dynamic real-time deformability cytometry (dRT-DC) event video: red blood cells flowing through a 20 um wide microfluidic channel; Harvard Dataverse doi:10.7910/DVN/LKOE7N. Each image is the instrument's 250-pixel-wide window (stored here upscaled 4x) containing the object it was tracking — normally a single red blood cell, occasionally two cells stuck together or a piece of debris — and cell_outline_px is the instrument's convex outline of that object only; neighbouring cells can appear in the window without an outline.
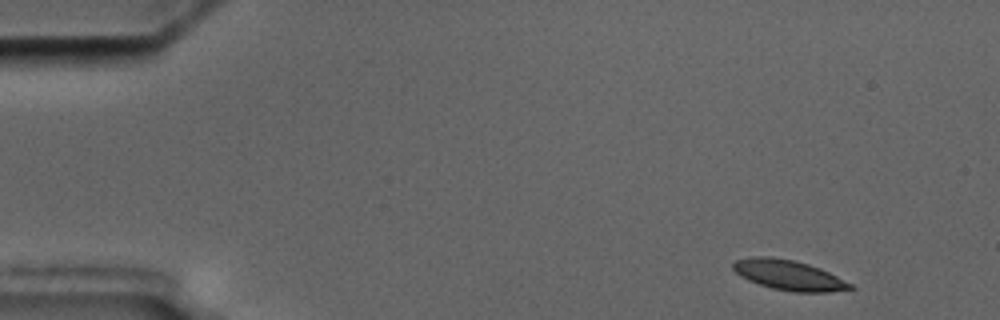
{"species": "common noctule bat (a hibernating species)", "species_latin": "Nyctalus noctula", "temperature_condition": "cold", "stored_images_in_passage": 4, "camera_frame_rate_fps": 3000, "um_per_image_px": 0.085, "animal": {"sex": "male", "body_mass_g": 17.5, "forearm_length_mm": 52.3}, "frame": {"image": 1, "passage_image": 1, "time_ms": 0.0, "image_size_px": [1000, 320], "cell_outline_px": [[856, 288], [828, 292], [792, 292], [772, 288], [748, 280], [740, 276], [732, 268], [732, 264], [736, 260], [752, 256], [768, 256], [792, 260], [808, 264], [820, 268], [852, 284]], "centroid_in_image_um": [67.03, 23.38], "position_along_channel_um": 18.0, "area_um2": 20.4}}
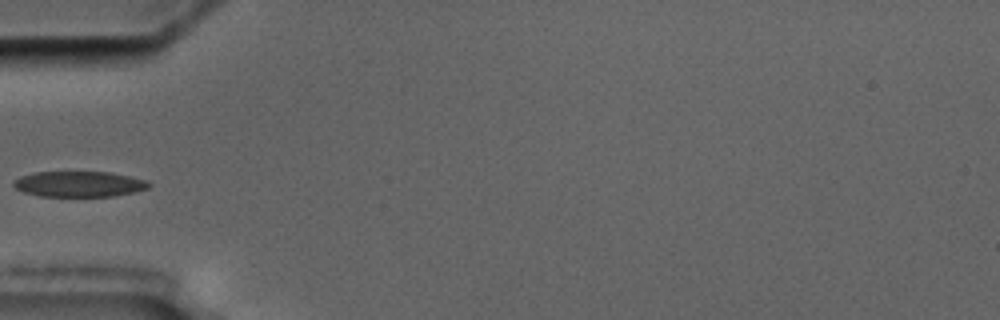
{"frame": {"image": 2, "passage_image": 4, "time_ms": 4.667, "image_size_px": [1000, 320], "cell_outline_px": [[152, 184], [148, 188], [136, 192], [112, 196], [40, 196], [24, 192], [16, 188], [12, 184], [12, 180], [20, 176], [32, 172], [112, 172], [132, 176], [148, 180]], "centroid_in_image_um": [6.75, 15.63], "position_along_channel_um": 78.3, "area_um2": 20.46}}